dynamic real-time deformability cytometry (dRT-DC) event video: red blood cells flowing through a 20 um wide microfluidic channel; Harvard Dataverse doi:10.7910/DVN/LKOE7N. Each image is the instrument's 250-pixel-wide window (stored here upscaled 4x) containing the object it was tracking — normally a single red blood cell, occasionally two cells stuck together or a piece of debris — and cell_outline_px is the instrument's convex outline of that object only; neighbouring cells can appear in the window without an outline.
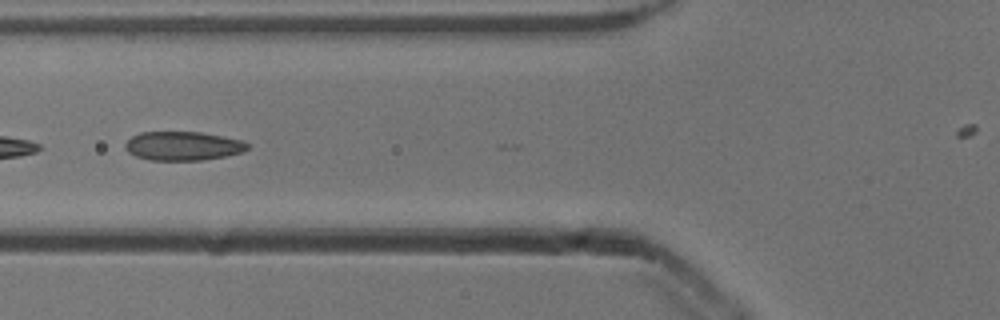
{"species": "common noctule bat (a hibernating species)", "species_latin": "Nyctalus noctula", "temperature_condition": "cold", "stored_images_in_passage": 15, "camera_frame_rate_fps": 3000, "um_per_image_px": 0.085, "animal": {"sex": "male", "body_mass_g": 13.3}, "frame": {"image": 1, "passage_image": 8, "time_ms": 2.333, "image_size_px": [1000, 320], "cell_outline_px": [[248, 148], [244, 152], [224, 156], [200, 160], [148, 160], [136, 156], [128, 152], [124, 148], [124, 144], [132, 136], [140, 132], [200, 132], [244, 140], [248, 144]], "centroid_in_image_um": [15.54, 12.4], "position_along_channel_um": 110.3, "area_um2": 20.63}}
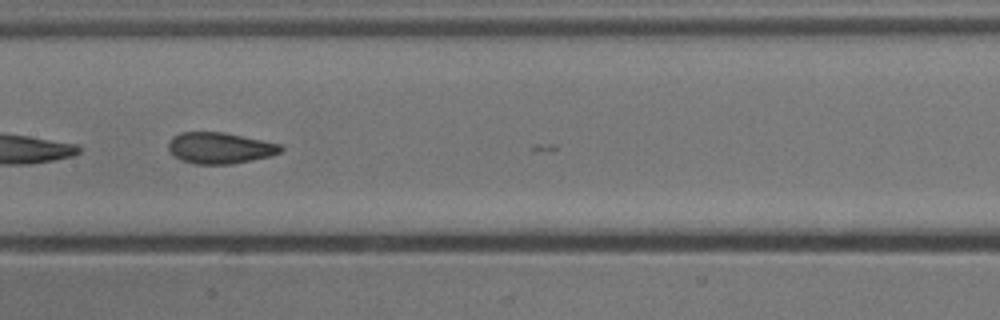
{"frame": {"image": 2, "passage_image": 14, "time_ms": 4.333, "image_size_px": [1000, 320], "cell_outline_px": [[284, 148], [280, 152], [272, 156], [232, 164], [196, 164], [180, 160], [168, 148], [168, 144], [172, 136], [180, 132], [224, 132], [284, 144]], "centroid_in_image_um": [18.74, 12.57], "position_along_channel_um": 188.7, "area_um2": 20.63}}